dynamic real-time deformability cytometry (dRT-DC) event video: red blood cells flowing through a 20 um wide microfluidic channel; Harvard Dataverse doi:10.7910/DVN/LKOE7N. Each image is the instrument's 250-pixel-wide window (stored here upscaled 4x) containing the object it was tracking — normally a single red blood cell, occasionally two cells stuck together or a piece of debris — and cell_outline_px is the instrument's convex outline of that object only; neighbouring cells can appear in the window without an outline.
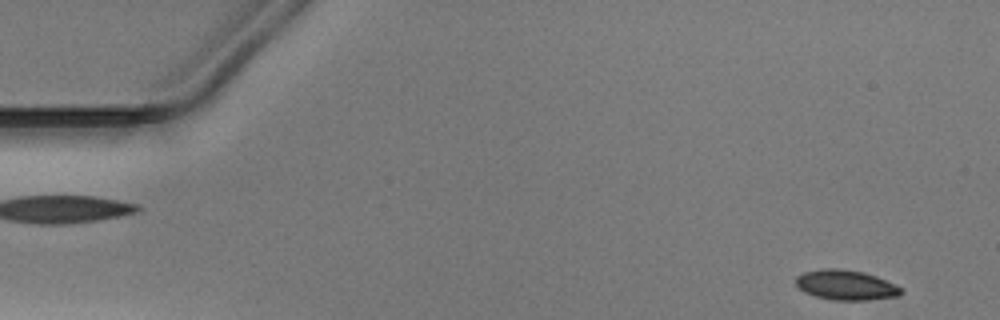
{"species": "Egyptian fruit bat (a non-hibernating species)", "species_latin": "Rousettus aegyptiacus", "temperature_condition": "warm", "stored_images_in_passage": 41, "camera_frame_rate_fps": 3000, "um_per_image_px": 0.085, "animal": {"sex": "male"}, "frame": {"image": 1, "passage_image": 2, "time_ms": 0.333, "image_size_px": [1000, 320], "cell_outline_px": [[904, 292], [896, 296], [868, 300], [832, 300], [816, 296], [804, 292], [796, 284], [796, 276], [804, 272], [824, 268], [840, 268], [864, 272], [876, 276], [896, 284]], "centroid_in_image_um": [71.9, 24.22], "position_along_channel_um": 13.1, "area_um2": 18.38}}
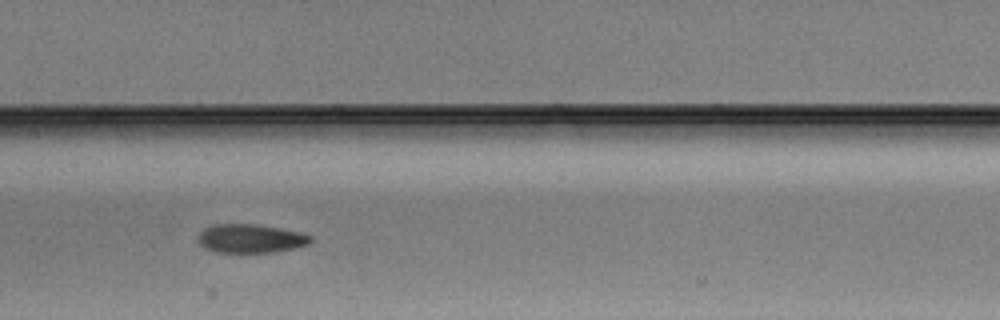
{"frame": {"image": 2, "passage_image": 24, "time_ms": 7.667, "image_size_px": [1000, 320], "cell_outline_px": [[312, 240], [308, 244], [296, 248], [272, 252], [212, 252], [204, 248], [196, 240], [200, 232], [204, 228], [212, 224], [256, 224], [300, 232], [312, 236]], "centroid_in_image_um": [21.26, 20.27], "position_along_channel_um": 186.1, "area_um2": 18.96}}
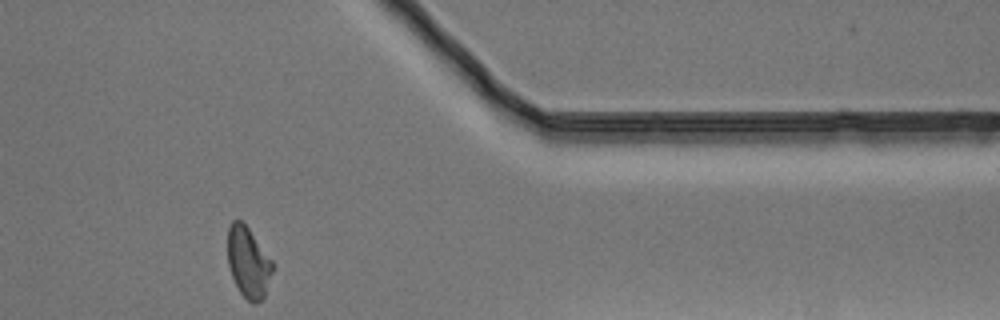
{"frame": {"image": 3, "passage_image": 41, "time_ms": 13.333, "image_size_px": [1000, 320], "cell_outline_px": [[272, 272], [264, 300], [256, 304], [252, 304], [240, 292], [232, 276], [228, 264], [228, 228], [232, 220], [240, 220], [248, 228], [272, 260]], "centroid_in_image_um": [21.11, 22.33], "position_along_channel_um": 390.3, "area_um2": 18.38}}